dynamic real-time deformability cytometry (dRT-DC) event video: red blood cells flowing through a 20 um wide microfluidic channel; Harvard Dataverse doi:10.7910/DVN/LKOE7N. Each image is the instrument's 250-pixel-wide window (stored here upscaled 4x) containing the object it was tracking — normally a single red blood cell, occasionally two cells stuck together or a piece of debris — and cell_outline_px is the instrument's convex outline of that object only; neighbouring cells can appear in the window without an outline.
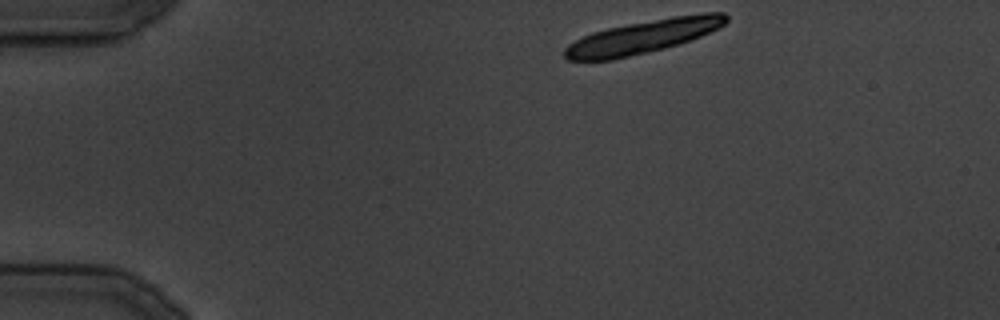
{"species": "common noctule bat (a hibernating species)", "species_latin": "Nyctalus noctula", "temperature_condition": "cold", "stored_images_in_passage": 26, "camera_frame_rate_fps": 3000, "um_per_image_px": 0.085, "animal": {"sex": "male", "body_mass_g": 19.5, "forearm_length_mm": 54.6}, "frame": {"image": 1, "passage_image": 1, "time_ms": 0.0, "image_size_px": [1000, 320], "cell_outline_px": [[728, 20], [724, 24], [700, 36], [680, 44], [648, 52], [612, 60], [568, 60], [564, 56], [564, 48], [568, 44], [592, 32], [608, 28], [628, 24], [672, 16], [704, 12], [724, 12], [728, 16]], "centroid_in_image_um": [54.66, 3.11], "position_along_channel_um": 30.3, "area_um2": 31.15}}
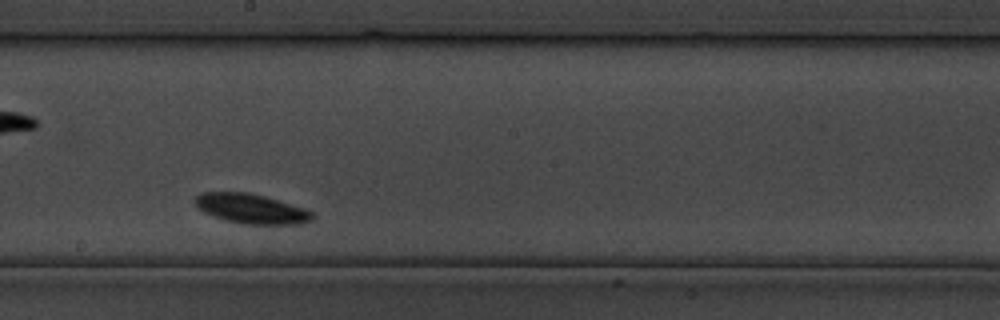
{"frame": {"image": 2, "passage_image": 16, "time_ms": 19.0, "image_size_px": [1000, 320], "cell_outline_px": [[312, 220], [300, 224], [240, 224], [224, 220], [212, 216], [196, 208], [192, 200], [200, 192], [248, 192], [264, 196], [304, 208], [312, 212]], "centroid_in_image_um": [21.27, 17.74], "position_along_channel_um": 226.9, "area_um2": 20.46}}
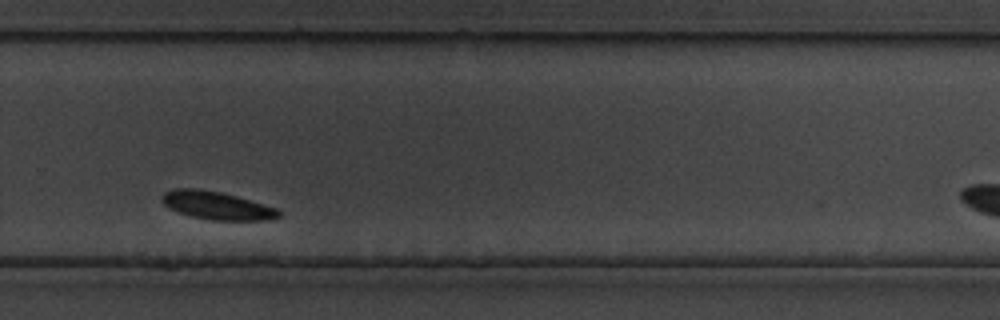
{"frame": {"image": 3, "passage_image": 21, "time_ms": 25.0, "image_size_px": [1000, 320], "cell_outline_px": [[280, 216], [272, 220], [212, 220], [192, 216], [168, 208], [160, 200], [160, 196], [164, 192], [172, 188], [196, 188], [220, 192], [236, 196], [264, 204], [276, 208], [280, 212]], "centroid_in_image_um": [18.39, 17.46], "position_along_channel_um": 311.4, "area_um2": 19.07}}